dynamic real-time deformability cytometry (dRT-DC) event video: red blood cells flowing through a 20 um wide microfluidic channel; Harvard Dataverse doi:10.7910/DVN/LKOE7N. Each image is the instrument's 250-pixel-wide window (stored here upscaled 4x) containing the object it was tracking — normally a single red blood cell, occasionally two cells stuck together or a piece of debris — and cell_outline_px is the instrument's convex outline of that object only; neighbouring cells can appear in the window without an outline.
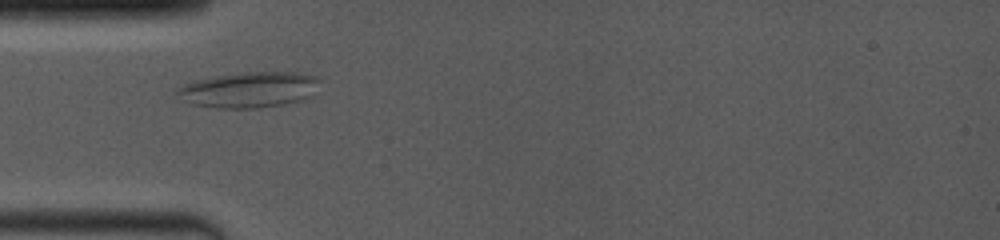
{"species": "common noctule bat (a hibernating species)", "species_latin": "Nyctalus noctula", "temperature_condition": "room temperature", "stored_images_in_passage": 51, "camera_frame_rate_fps": 4000, "um_per_image_px": 0.085, "animal": {"sex": "female", "body_mass_g": 19.0, "forearm_length_mm": 53.3}, "frame": {"image": 1, "passage_image": 14, "time_ms": 3.0, "image_size_px": [1000, 240], "cell_outline_px": [[320, 80], [312, 96], [304, 100], [284, 104], [256, 108], [216, 108], [192, 104], [184, 100], [176, 92], [176, 88], [184, 84], [196, 80], [220, 76], [252, 72], [292, 72], [316, 76]], "centroid_in_image_um": [21.21, 7.64], "position_along_channel_um": 63.8, "area_um2": 29.36}}
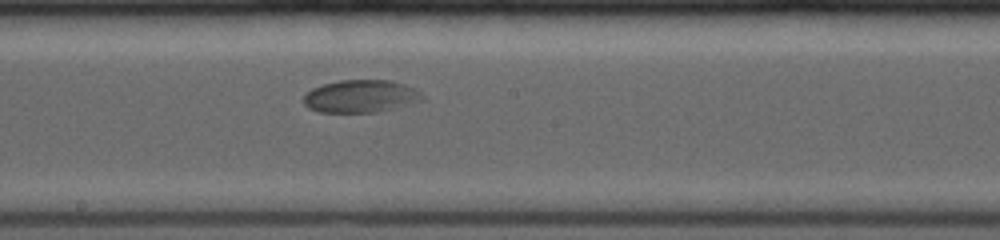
{"frame": {"image": 2, "passage_image": 27, "time_ms": 7.0, "image_size_px": [1000, 240], "cell_outline_px": [[424, 100], [396, 108], [380, 112], [320, 112], [308, 108], [304, 104], [304, 96], [312, 88], [324, 84], [340, 80], [392, 80], [416, 88], [424, 96]], "centroid_in_image_um": [30.7, 8.18], "position_along_channel_um": 217.5, "area_um2": 22.72}}
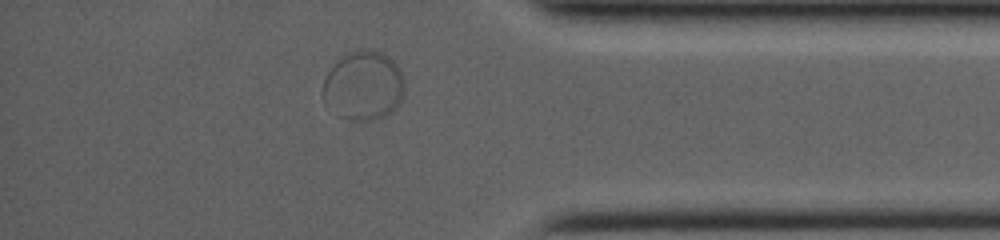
{"frame": {"image": 3, "passage_image": 42, "time_ms": 12.0, "image_size_px": [1000, 240], "cell_outline_px": [[404, 96], [400, 104], [388, 116], [372, 120], [352, 120], [336, 116], [324, 104], [324, 80], [328, 72], [344, 56], [356, 48], [372, 48], [388, 56], [400, 68], [404, 80]], "centroid_in_image_um": [30.94, 7.3], "position_along_channel_um": 404.3, "area_um2": 33.41}}